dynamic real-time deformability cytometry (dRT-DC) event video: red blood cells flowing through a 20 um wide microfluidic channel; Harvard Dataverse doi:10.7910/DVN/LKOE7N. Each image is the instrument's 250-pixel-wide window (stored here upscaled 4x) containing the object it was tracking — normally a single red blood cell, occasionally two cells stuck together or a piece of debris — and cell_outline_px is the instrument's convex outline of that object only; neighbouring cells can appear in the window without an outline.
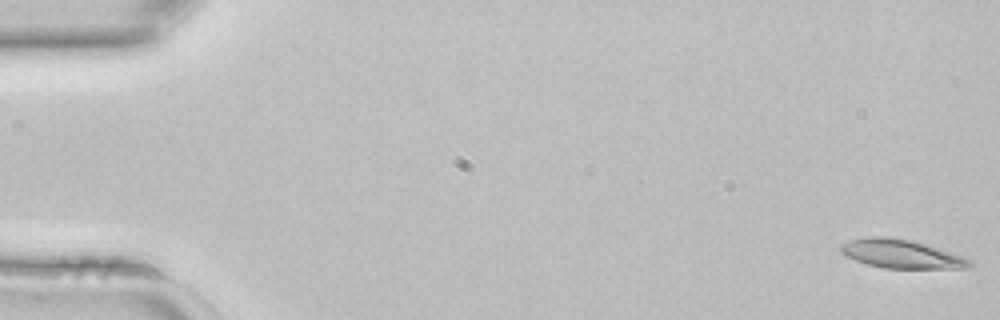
{"species": "common noctule bat (a hibernating species)", "species_latin": "Nyctalus noctula", "temperature_condition": "room temperature", "stored_images_in_passage": 5, "camera_frame_rate_fps": 3000, "um_per_image_px": 0.085, "animal": {"sex": "female", "body_mass_g": 22.7, "forearm_length_mm": 54.2}, "frame": {"image": 1, "passage_image": 1, "time_ms": 0.0, "image_size_px": [1000, 320], "cell_outline_px": [[972, 264], [968, 268], [884, 268], [868, 264], [856, 260], [840, 252], [840, 244], [852, 240], [868, 236], [888, 236], [912, 240], [964, 256], [972, 260]], "centroid_in_image_um": [76.63, 21.57], "position_along_channel_um": 8.4, "area_um2": 21.44}}
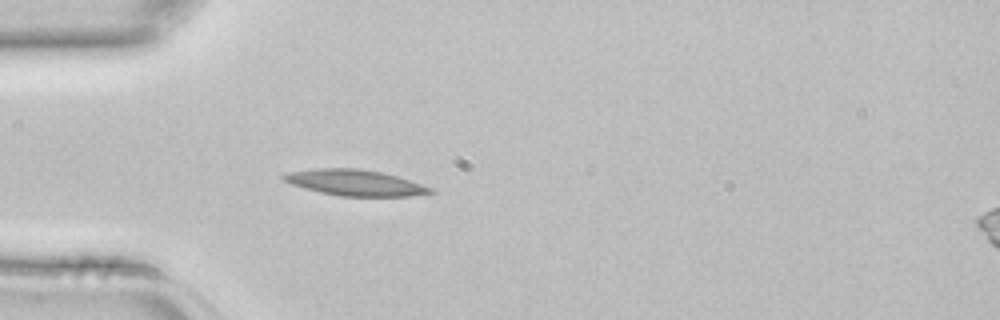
{"frame": {"image": 2, "passage_image": 4, "time_ms": 1.0, "image_size_px": [1000, 320], "cell_outline_px": [[436, 192], [412, 196], [340, 196], [320, 192], [304, 188], [292, 184], [284, 180], [280, 176], [288, 172], [316, 168], [360, 168], [380, 172], [396, 176], [436, 188]], "centroid_in_image_um": [30.22, 15.53], "position_along_channel_um": 54.8, "area_um2": 22.25}}